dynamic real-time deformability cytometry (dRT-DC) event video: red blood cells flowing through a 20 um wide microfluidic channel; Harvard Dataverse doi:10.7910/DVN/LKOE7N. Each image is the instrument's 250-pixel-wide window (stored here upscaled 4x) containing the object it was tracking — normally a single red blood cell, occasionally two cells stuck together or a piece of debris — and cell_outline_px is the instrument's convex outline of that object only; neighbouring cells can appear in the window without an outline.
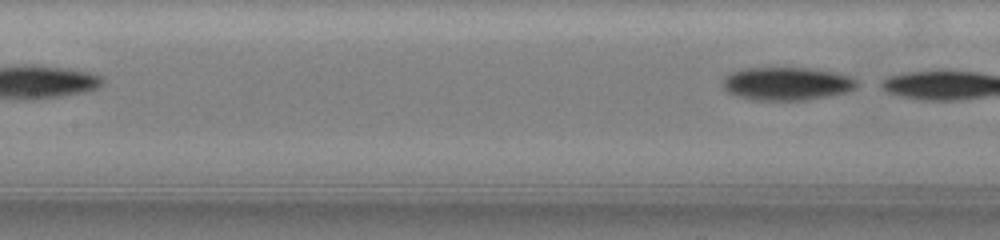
{"species": "common noctule bat (a hibernating species)", "species_latin": "Nyctalus noctula", "temperature_condition": "warm", "stored_images_in_passage": 6, "segment_of_instrument_passage": [2, 2], "camera_frame_rate_fps": 3000, "um_per_image_px": 0.085, "animal": {"sex": "female", "body_mass_g": 19.5, "forearm_length_mm": 54.1}, "frame": {"image": 1, "passage_image": 6, "time_ms": 4.333, "image_size_px": [1000, 240], "cell_outline_px": [[856, 88], [848, 92], [828, 96], [804, 100], [752, 100], [728, 92], [724, 88], [724, 76], [732, 72], [748, 68], [808, 68], [832, 72], [848, 76], [856, 80]], "centroid_in_image_um": [66.88, 7.12], "position_along_channel_um": 140.5, "area_um2": 25.55}}